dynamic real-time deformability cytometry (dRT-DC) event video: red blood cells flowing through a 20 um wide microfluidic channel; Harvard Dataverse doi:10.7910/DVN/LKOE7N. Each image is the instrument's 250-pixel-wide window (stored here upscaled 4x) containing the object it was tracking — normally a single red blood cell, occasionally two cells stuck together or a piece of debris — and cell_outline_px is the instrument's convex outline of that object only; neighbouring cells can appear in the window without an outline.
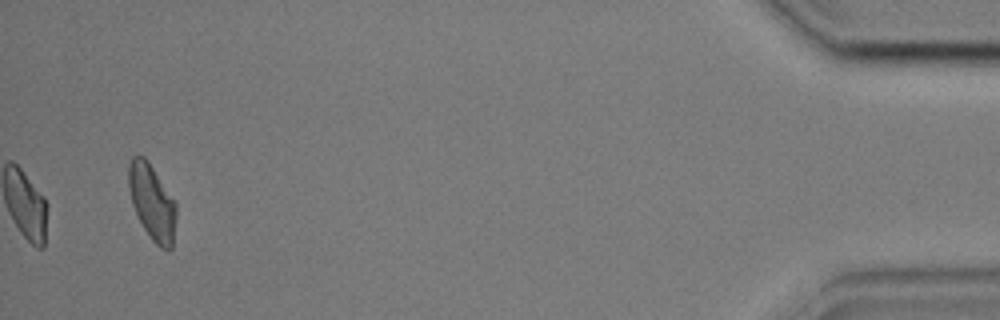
{"species": "common noctule bat (a hibernating species)", "species_latin": "Nyctalus noctula", "temperature_condition": "cold", "stored_images_in_passage": 40, "camera_frame_rate_fps": 3000, "um_per_image_px": 0.085, "animal": {"sex": "male", "body_mass_g": 17.9, "forearm_length_mm": 54.2}, "frame": {"image": 1, "passage_image": 40, "time_ms": 13.0, "image_size_px": [1000, 320], "cell_outline_px": [[176, 220], [172, 248], [168, 252], [160, 248], [152, 240], [144, 228], [132, 204], [128, 188], [128, 164], [132, 156], [144, 156], [148, 160], [176, 204]], "centroid_in_image_um": [12.92, 17.19], "position_along_channel_um": 422.3, "area_um2": 20.92}, "authors_computed_cell_mechanics": {"area_um2": 19.2185, "velocity_mm_per_s": 3.5926, "shape_relaxation_time_tau1_ms": 5.4424, "shape_relaxation_time_tau2_ms": null, "deformation_change_tau1": 0.1125, "deformation_change_tau2": null}}